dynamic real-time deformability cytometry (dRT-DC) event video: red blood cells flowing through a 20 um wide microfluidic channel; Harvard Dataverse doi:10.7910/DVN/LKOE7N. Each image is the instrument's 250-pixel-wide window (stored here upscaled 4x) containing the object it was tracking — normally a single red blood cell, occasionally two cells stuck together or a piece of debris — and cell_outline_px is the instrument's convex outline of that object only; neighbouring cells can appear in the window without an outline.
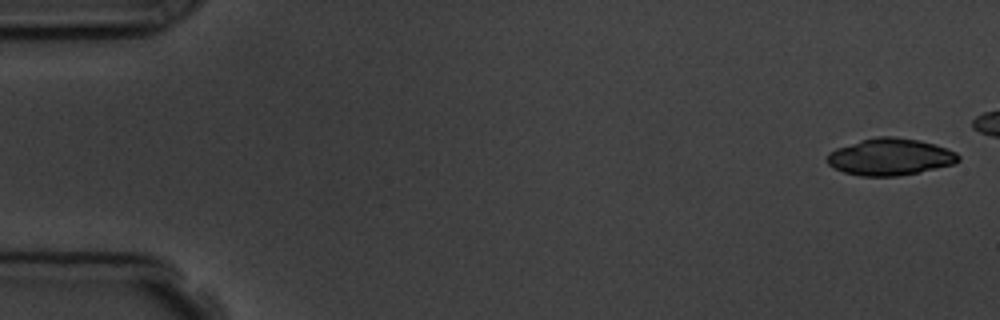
{"species": "common noctule bat (a hibernating species)", "species_latin": "Nyctalus noctula", "temperature_condition": "room temperature", "stored_images_in_passage": 6, "camera_frame_rate_fps": 3000, "um_per_image_px": 0.085, "animal": {"sex": "male", "body_mass_g": 19.5, "forearm_length_mm": 54.6}, "frame": {"image": 1, "passage_image": 1, "time_ms": 0.0, "image_size_px": [1000, 320], "cell_outline_px": [[960, 160], [956, 164], [920, 172], [896, 176], [860, 176], [844, 172], [828, 164], [828, 152], [836, 148], [860, 140], [876, 136], [892, 136], [916, 140], [948, 148], [956, 152], [960, 156]], "centroid_in_image_um": [75.68, 13.34], "position_along_channel_um": 9.3, "area_um2": 28.21}}